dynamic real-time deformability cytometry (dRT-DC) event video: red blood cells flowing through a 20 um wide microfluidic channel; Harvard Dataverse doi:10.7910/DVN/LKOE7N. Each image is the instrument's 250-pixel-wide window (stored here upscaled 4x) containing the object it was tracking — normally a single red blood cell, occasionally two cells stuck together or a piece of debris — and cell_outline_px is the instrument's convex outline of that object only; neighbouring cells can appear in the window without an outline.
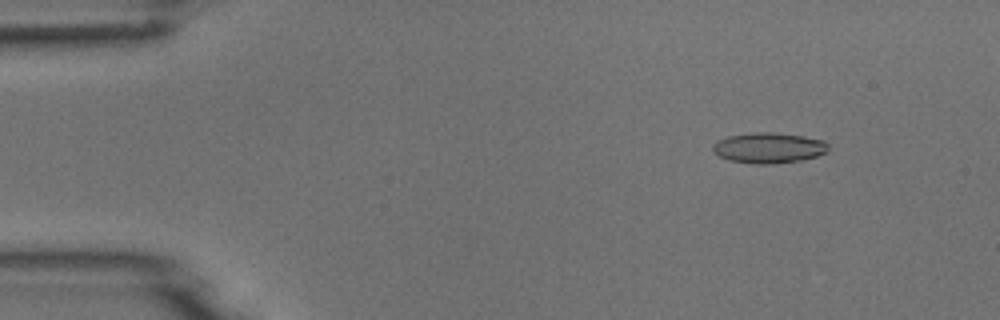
{"species": "common noctule bat (a hibernating species)", "species_latin": "Nyctalus noctula", "temperature_condition": "room temperature", "stored_images_in_passage": 53, "camera_frame_rate_fps": 3000, "um_per_image_px": 0.085, "animal": {"sex": "male", "body_mass_g": 18.8}, "frame": {"image": 1, "passage_image": 6, "time_ms": 1.667, "image_size_px": [1000, 320], "cell_outline_px": [[828, 152], [816, 156], [800, 160], [776, 164], [756, 164], [728, 160], [712, 152], [712, 144], [716, 140], [728, 136], [752, 132], [772, 132], [804, 136], [824, 140], [828, 144]], "centroid_in_image_um": [65.32, 12.56], "position_along_channel_um": 19.7, "area_um2": 20.81}}
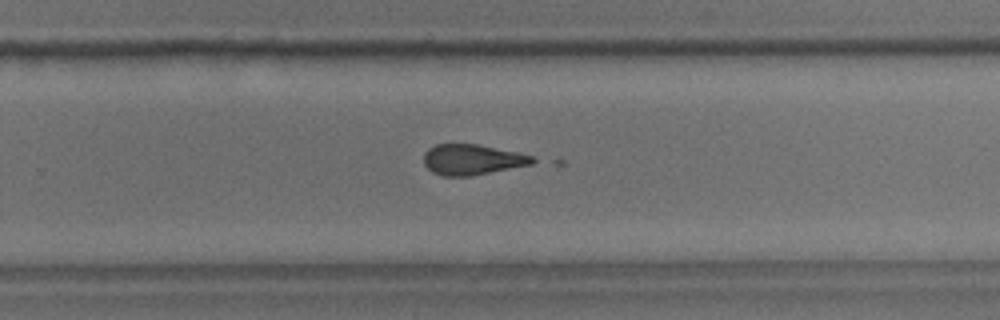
{"frame": {"image": 2, "passage_image": 34, "time_ms": 11.0, "image_size_px": [1000, 320], "cell_outline_px": [[540, 160], [532, 164], [472, 176], [444, 176], [432, 172], [424, 164], [424, 152], [428, 148], [436, 144], [476, 144], [516, 152], [532, 156]], "centroid_in_image_um": [40.14, 13.57], "position_along_channel_um": 289.7, "area_um2": 19.36}}
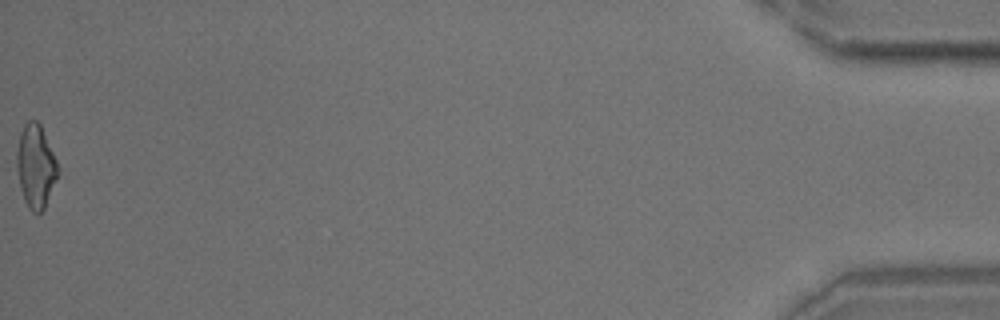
{"frame": {"image": 3, "passage_image": 53, "time_ms": 17.333, "image_size_px": [1000, 320], "cell_outline_px": [[56, 176], [44, 208], [40, 212], [32, 212], [28, 208], [24, 200], [20, 188], [16, 168], [16, 152], [20, 132], [24, 124], [28, 120], [36, 120], [40, 124], [56, 160]], "centroid_in_image_um": [2.97, 14.1], "position_along_channel_um": 432.2, "area_um2": 19.48}}